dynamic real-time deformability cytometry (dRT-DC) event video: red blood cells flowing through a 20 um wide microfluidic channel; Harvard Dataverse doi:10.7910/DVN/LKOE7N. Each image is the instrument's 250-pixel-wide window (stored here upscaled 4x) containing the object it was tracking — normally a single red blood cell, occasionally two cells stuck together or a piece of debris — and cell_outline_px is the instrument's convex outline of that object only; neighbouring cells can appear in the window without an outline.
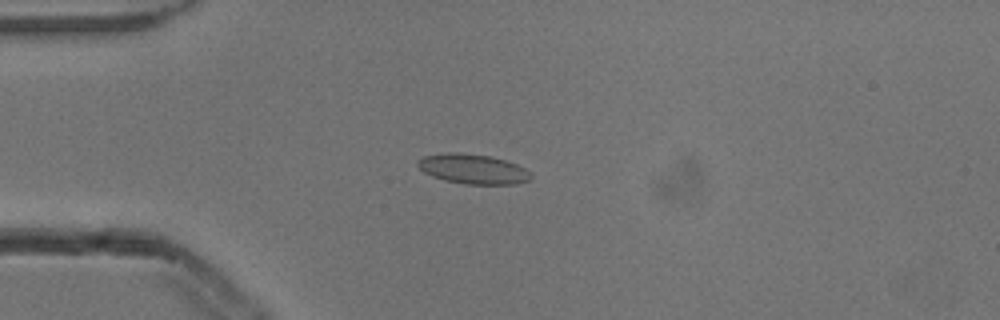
{"species": "common noctule bat (a hibernating species)", "species_latin": "Nyctalus noctula", "temperature_condition": "cold", "stored_images_in_passage": 5, "camera_frame_rate_fps": 3000, "um_per_image_px": 0.085, "animal": {"sex": "male", "body_mass_g": 13.3}, "frame": {"image": 1, "passage_image": 4, "time_ms": 1.0, "image_size_px": [1000, 320], "cell_outline_px": [[532, 176], [528, 180], [516, 184], [464, 184], [444, 180], [432, 176], [424, 172], [416, 164], [416, 160], [424, 156], [448, 152], [456, 152], [492, 156], [516, 164], [532, 172]], "centroid_in_image_um": [40.19, 14.36], "position_along_channel_um": 44.8, "area_um2": 19.71}}
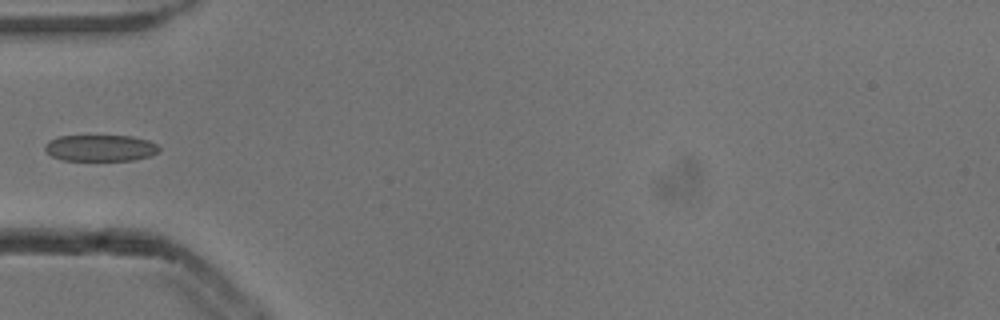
{"frame": {"image": 2, "passage_image": 5, "time_ms": 1.333, "image_size_px": [1000, 320], "cell_outline_px": [[160, 152], [152, 156], [132, 160], [64, 160], [52, 156], [44, 148], [44, 144], [48, 140], [60, 136], [132, 136], [148, 140], [156, 144], [160, 148]], "centroid_in_image_um": [8.56, 12.58], "position_along_channel_um": 76.4, "area_um2": 17.63}}